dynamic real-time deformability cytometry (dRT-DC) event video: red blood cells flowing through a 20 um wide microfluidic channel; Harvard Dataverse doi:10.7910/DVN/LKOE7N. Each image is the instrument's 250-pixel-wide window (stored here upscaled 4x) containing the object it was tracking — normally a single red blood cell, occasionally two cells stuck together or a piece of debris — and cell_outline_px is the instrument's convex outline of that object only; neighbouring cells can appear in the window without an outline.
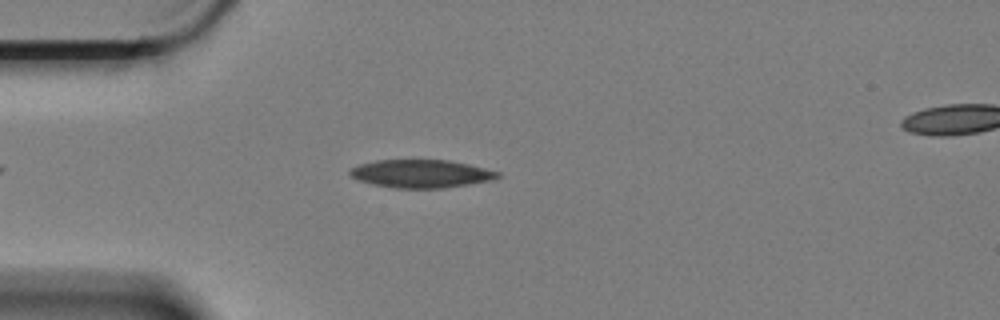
{"species": "Egyptian fruit bat (a non-hibernating species)", "species_latin": "Rousettus aegyptiacus", "temperature_condition": "cold", "stored_images_in_passage": 52, "camera_frame_rate_fps": 3000, "um_per_image_px": 0.085, "animal": {"sex": "female"}, "frame": {"image": 1, "passage_image": 9, "time_ms": 2.667, "image_size_px": [1000, 320], "cell_outline_px": [[500, 176], [492, 180], [444, 188], [396, 188], [376, 184], [360, 180], [352, 176], [348, 172], [352, 168], [360, 164], [376, 160], [448, 160], [468, 164], [500, 172]], "centroid_in_image_um": [35.82, 14.76], "position_along_channel_um": 49.2, "area_um2": 23.81}}
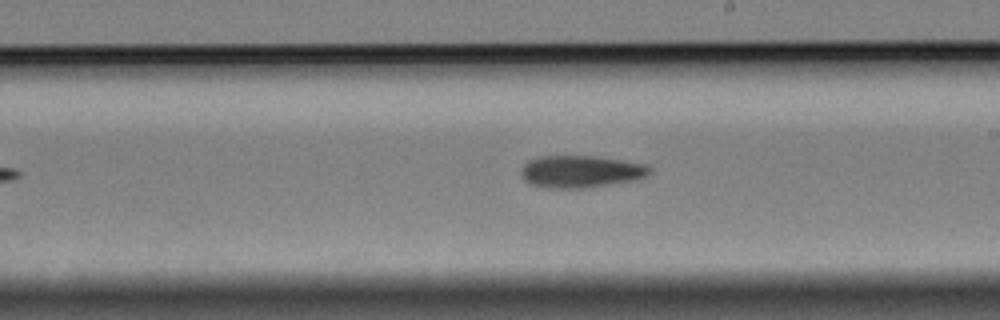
{"frame": {"image": 2, "passage_image": 27, "time_ms": 8.667, "image_size_px": [1000, 320], "cell_outline_px": [[652, 172], [648, 176], [636, 180], [588, 188], [544, 188], [528, 184], [520, 176], [520, 168], [528, 160], [536, 156], [592, 156], [648, 164], [652, 168]], "centroid_in_image_um": [49.35, 14.59], "position_along_channel_um": 239.7, "area_um2": 24.68}}
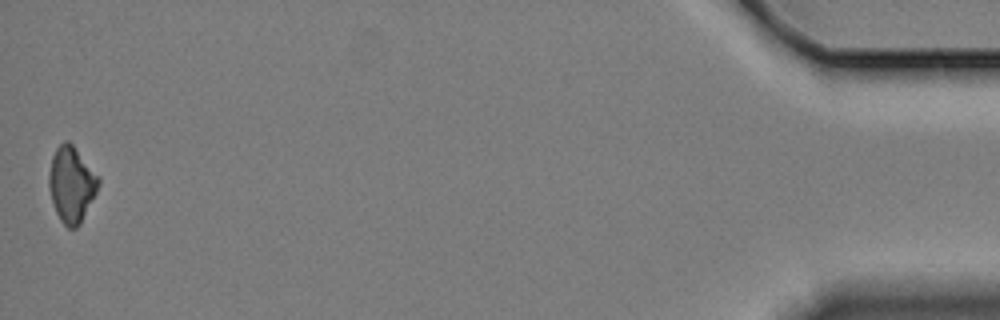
{"frame": {"image": 3, "passage_image": 52, "time_ms": 17.0, "image_size_px": [1000, 320], "cell_outline_px": [[100, 184], [80, 224], [76, 228], [68, 228], [60, 220], [56, 212], [52, 200], [48, 184], [48, 176], [52, 156], [56, 148], [64, 140], [68, 140], [72, 144], [100, 176]], "centroid_in_image_um": [6.08, 15.65], "position_along_channel_um": 429.1, "area_um2": 21.85}, "authors_computed_cell_mechanics": {"area_um2": 23.9581, "velocity_mm_per_s": 3.356, "shape_relaxation_time_tau1_ms": 3.57, "shape_relaxation_time_tau2_ms": null, "deformation_change_tau1": 0.0965, "deformation_change_tau2": null}}